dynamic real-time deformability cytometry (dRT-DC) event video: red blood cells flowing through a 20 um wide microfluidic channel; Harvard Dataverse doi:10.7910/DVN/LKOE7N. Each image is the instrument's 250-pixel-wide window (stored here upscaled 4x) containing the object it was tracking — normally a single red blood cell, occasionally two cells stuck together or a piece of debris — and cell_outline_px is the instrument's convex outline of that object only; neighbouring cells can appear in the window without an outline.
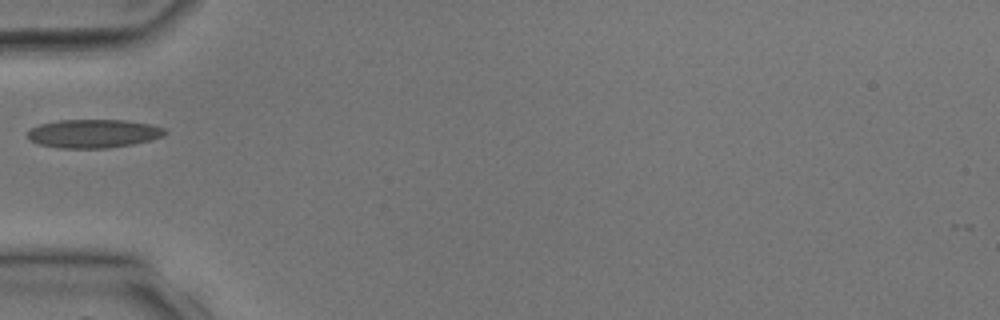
{"species": "common noctule bat (a hibernating species)", "species_latin": "Nyctalus noctula", "temperature_condition": "room temperature", "stored_images_in_passage": 1, "camera_frame_rate_fps": 3000, "um_per_image_px": 0.085, "animal": {"sex": "male", "body_mass_g": 17.9, "forearm_length_mm": 54.2}, "frame": {"image": 1, "passage_image": 1, "time_ms": 0.0, "image_size_px": [1000, 320], "cell_outline_px": [[168, 132], [164, 136], [152, 140], [132, 144], [108, 148], [60, 148], [36, 144], [28, 136], [28, 132], [32, 128], [40, 124], [60, 120], [124, 120], [152, 124], [164, 128]], "centroid_in_image_um": [7.99, 11.35], "position_along_channel_um": 77.0, "area_um2": 22.89}}